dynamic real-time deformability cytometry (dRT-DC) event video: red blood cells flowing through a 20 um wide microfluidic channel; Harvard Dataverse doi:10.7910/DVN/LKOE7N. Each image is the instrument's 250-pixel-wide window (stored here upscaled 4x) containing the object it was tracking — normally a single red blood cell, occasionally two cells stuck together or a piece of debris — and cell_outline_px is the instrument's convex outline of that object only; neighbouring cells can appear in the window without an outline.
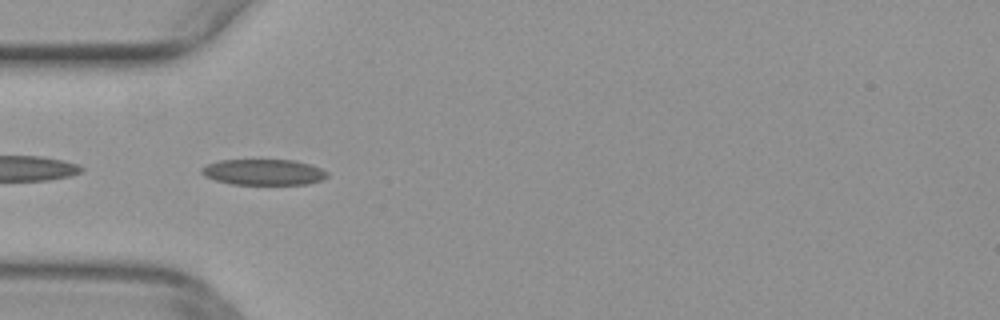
{"species": "common noctule bat (a hibernating species)", "species_latin": "Nyctalus noctula", "temperature_condition": "warm", "stored_images_in_passage": 51, "segment_of_instrument_passage": [2, 2], "camera_frame_rate_fps": 3000, "um_per_image_px": 0.085, "animal": {"sex": "female", "body_mass_g": 29.2, "forearm_length_mm": 56.3}, "frame": {"image": 1, "passage_image": 16, "time_ms": 5.0, "image_size_px": [1000, 320], "cell_outline_px": [[328, 176], [320, 180], [308, 184], [232, 184], [216, 180], [204, 176], [200, 172], [200, 168], [208, 164], [220, 160], [292, 160], [308, 164], [320, 168], [328, 172]], "centroid_in_image_um": [22.38, 14.63], "position_along_channel_um": 62.6, "area_um2": 18.79}}
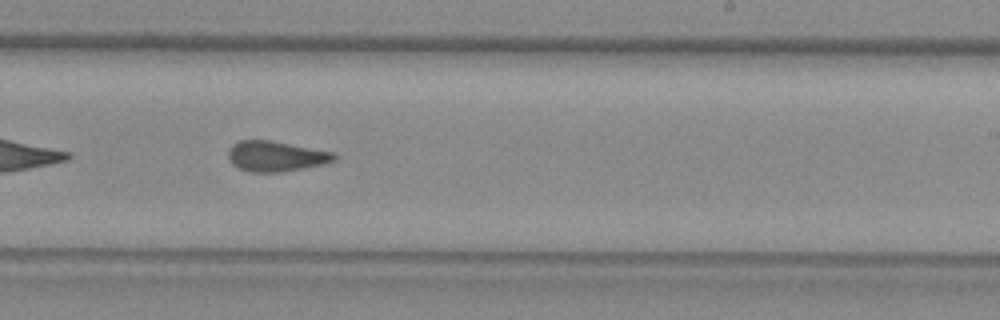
{"frame": {"image": 2, "passage_image": 31, "time_ms": 10.0, "image_size_px": [1000, 320], "cell_outline_px": [[336, 160], [324, 164], [304, 168], [280, 172], [248, 172], [232, 164], [228, 160], [228, 148], [232, 144], [240, 140], [268, 140], [332, 152], [336, 156]], "centroid_in_image_um": [23.4, 13.29], "position_along_channel_um": 265.6, "area_um2": 18.67}}
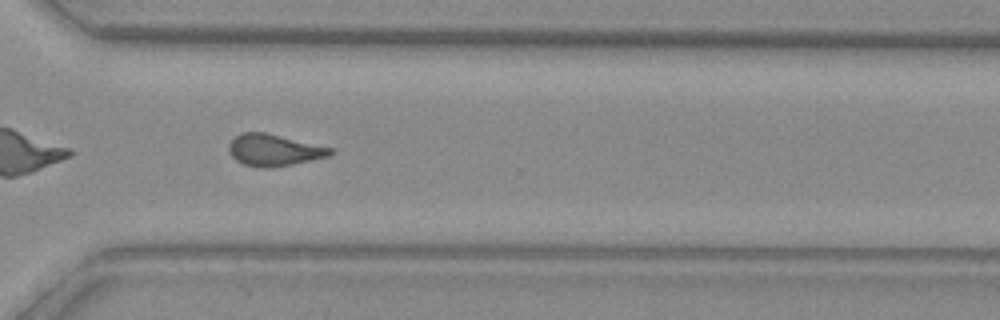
{"frame": {"image": 3, "passage_image": 37, "time_ms": 12.0, "image_size_px": [1000, 320], "cell_outline_px": [[336, 152], [328, 156], [312, 160], [272, 168], [256, 168], [244, 164], [236, 160], [232, 156], [228, 148], [228, 144], [236, 136], [244, 132], [264, 132], [332, 148]], "centroid_in_image_um": [23.28, 12.77], "position_along_channel_um": 347.3, "area_um2": 18.67}}